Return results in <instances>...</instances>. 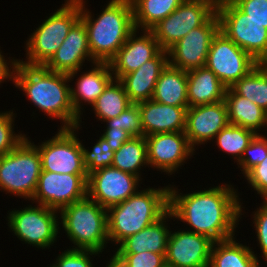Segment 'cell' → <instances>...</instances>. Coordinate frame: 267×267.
I'll list each match as a JSON object with an SVG mask.
<instances>
[{
	"label": "cell",
	"instance_id": "1",
	"mask_svg": "<svg viewBox=\"0 0 267 267\" xmlns=\"http://www.w3.org/2000/svg\"><path fill=\"white\" fill-rule=\"evenodd\" d=\"M178 190L169 185V211L175 220L191 227L188 231L206 235L214 242L235 236L244 207L234 186L219 184L188 194Z\"/></svg>",
	"mask_w": 267,
	"mask_h": 267
},
{
	"label": "cell",
	"instance_id": "2",
	"mask_svg": "<svg viewBox=\"0 0 267 267\" xmlns=\"http://www.w3.org/2000/svg\"><path fill=\"white\" fill-rule=\"evenodd\" d=\"M68 74L47 70L44 66H29L17 62L13 83L25 92L36 108L60 119V128H74L82 122L72 106Z\"/></svg>",
	"mask_w": 267,
	"mask_h": 267
},
{
	"label": "cell",
	"instance_id": "3",
	"mask_svg": "<svg viewBox=\"0 0 267 267\" xmlns=\"http://www.w3.org/2000/svg\"><path fill=\"white\" fill-rule=\"evenodd\" d=\"M79 1L91 57L96 62H109L135 30L131 1L110 0L96 19L85 7L86 1Z\"/></svg>",
	"mask_w": 267,
	"mask_h": 267
},
{
	"label": "cell",
	"instance_id": "4",
	"mask_svg": "<svg viewBox=\"0 0 267 267\" xmlns=\"http://www.w3.org/2000/svg\"><path fill=\"white\" fill-rule=\"evenodd\" d=\"M168 211L169 185L138 190L125 201L107 208L108 240L117 246L158 221Z\"/></svg>",
	"mask_w": 267,
	"mask_h": 267
},
{
	"label": "cell",
	"instance_id": "5",
	"mask_svg": "<svg viewBox=\"0 0 267 267\" xmlns=\"http://www.w3.org/2000/svg\"><path fill=\"white\" fill-rule=\"evenodd\" d=\"M62 228L74 244L70 249L94 250L102 254L108 241L107 209L88 196L59 211Z\"/></svg>",
	"mask_w": 267,
	"mask_h": 267
},
{
	"label": "cell",
	"instance_id": "6",
	"mask_svg": "<svg viewBox=\"0 0 267 267\" xmlns=\"http://www.w3.org/2000/svg\"><path fill=\"white\" fill-rule=\"evenodd\" d=\"M51 16L46 17L26 40V61L29 66H44L56 53L71 27L80 19V1L66 0Z\"/></svg>",
	"mask_w": 267,
	"mask_h": 267
},
{
	"label": "cell",
	"instance_id": "7",
	"mask_svg": "<svg viewBox=\"0 0 267 267\" xmlns=\"http://www.w3.org/2000/svg\"><path fill=\"white\" fill-rule=\"evenodd\" d=\"M25 137L12 151L0 156V189L32 200L41 173V158L34 142Z\"/></svg>",
	"mask_w": 267,
	"mask_h": 267
},
{
	"label": "cell",
	"instance_id": "8",
	"mask_svg": "<svg viewBox=\"0 0 267 267\" xmlns=\"http://www.w3.org/2000/svg\"><path fill=\"white\" fill-rule=\"evenodd\" d=\"M21 209V210H20ZM7 213L8 228L25 244L49 249L60 233L59 211L43 205H28Z\"/></svg>",
	"mask_w": 267,
	"mask_h": 267
},
{
	"label": "cell",
	"instance_id": "9",
	"mask_svg": "<svg viewBox=\"0 0 267 267\" xmlns=\"http://www.w3.org/2000/svg\"><path fill=\"white\" fill-rule=\"evenodd\" d=\"M220 31L258 63H267V28L249 18L231 0L218 8Z\"/></svg>",
	"mask_w": 267,
	"mask_h": 267
},
{
	"label": "cell",
	"instance_id": "10",
	"mask_svg": "<svg viewBox=\"0 0 267 267\" xmlns=\"http://www.w3.org/2000/svg\"><path fill=\"white\" fill-rule=\"evenodd\" d=\"M80 126L58 128L55 136L35 145L41 158V171L88 175L83 164L82 142L77 138Z\"/></svg>",
	"mask_w": 267,
	"mask_h": 267
},
{
	"label": "cell",
	"instance_id": "11",
	"mask_svg": "<svg viewBox=\"0 0 267 267\" xmlns=\"http://www.w3.org/2000/svg\"><path fill=\"white\" fill-rule=\"evenodd\" d=\"M257 64L246 51L219 30L210 44L205 66L230 88Z\"/></svg>",
	"mask_w": 267,
	"mask_h": 267
},
{
	"label": "cell",
	"instance_id": "12",
	"mask_svg": "<svg viewBox=\"0 0 267 267\" xmlns=\"http://www.w3.org/2000/svg\"><path fill=\"white\" fill-rule=\"evenodd\" d=\"M217 11L210 5L197 1H183L166 18L150 31L162 50H168L192 29L204 25Z\"/></svg>",
	"mask_w": 267,
	"mask_h": 267
},
{
	"label": "cell",
	"instance_id": "13",
	"mask_svg": "<svg viewBox=\"0 0 267 267\" xmlns=\"http://www.w3.org/2000/svg\"><path fill=\"white\" fill-rule=\"evenodd\" d=\"M88 175L60 174L41 171L32 204L60 211L87 197Z\"/></svg>",
	"mask_w": 267,
	"mask_h": 267
},
{
	"label": "cell",
	"instance_id": "14",
	"mask_svg": "<svg viewBox=\"0 0 267 267\" xmlns=\"http://www.w3.org/2000/svg\"><path fill=\"white\" fill-rule=\"evenodd\" d=\"M219 30L216 12L204 25L190 30L167 50L169 65L185 71L205 66L210 44Z\"/></svg>",
	"mask_w": 267,
	"mask_h": 267
},
{
	"label": "cell",
	"instance_id": "15",
	"mask_svg": "<svg viewBox=\"0 0 267 267\" xmlns=\"http://www.w3.org/2000/svg\"><path fill=\"white\" fill-rule=\"evenodd\" d=\"M140 181L138 176L112 166L100 168L88 174L87 196L107 209L135 194Z\"/></svg>",
	"mask_w": 267,
	"mask_h": 267
},
{
	"label": "cell",
	"instance_id": "16",
	"mask_svg": "<svg viewBox=\"0 0 267 267\" xmlns=\"http://www.w3.org/2000/svg\"><path fill=\"white\" fill-rule=\"evenodd\" d=\"M145 140L149 166L168 176L178 171L187 159L195 155L184 131L152 134L146 136Z\"/></svg>",
	"mask_w": 267,
	"mask_h": 267
},
{
	"label": "cell",
	"instance_id": "17",
	"mask_svg": "<svg viewBox=\"0 0 267 267\" xmlns=\"http://www.w3.org/2000/svg\"><path fill=\"white\" fill-rule=\"evenodd\" d=\"M214 241L192 231L170 232L165 262L169 267H209Z\"/></svg>",
	"mask_w": 267,
	"mask_h": 267
},
{
	"label": "cell",
	"instance_id": "18",
	"mask_svg": "<svg viewBox=\"0 0 267 267\" xmlns=\"http://www.w3.org/2000/svg\"><path fill=\"white\" fill-rule=\"evenodd\" d=\"M85 59L91 64L96 62L91 57L86 27L84 22L79 19L71 27L61 46L44 67L50 71L68 74L71 83L78 72L83 69Z\"/></svg>",
	"mask_w": 267,
	"mask_h": 267
},
{
	"label": "cell",
	"instance_id": "19",
	"mask_svg": "<svg viewBox=\"0 0 267 267\" xmlns=\"http://www.w3.org/2000/svg\"><path fill=\"white\" fill-rule=\"evenodd\" d=\"M229 124L224 100L196 105L189 107L186 111L184 133L191 147L196 150V146L213 141L217 133Z\"/></svg>",
	"mask_w": 267,
	"mask_h": 267
},
{
	"label": "cell",
	"instance_id": "20",
	"mask_svg": "<svg viewBox=\"0 0 267 267\" xmlns=\"http://www.w3.org/2000/svg\"><path fill=\"white\" fill-rule=\"evenodd\" d=\"M141 31L142 35H138L139 31L135 29L109 61L114 79L119 80L123 75L137 70L162 50L150 30Z\"/></svg>",
	"mask_w": 267,
	"mask_h": 267
},
{
	"label": "cell",
	"instance_id": "21",
	"mask_svg": "<svg viewBox=\"0 0 267 267\" xmlns=\"http://www.w3.org/2000/svg\"><path fill=\"white\" fill-rule=\"evenodd\" d=\"M168 64V52L161 50L153 59L145 62L137 70L123 75L119 81L124 86L129 101L137 104L151 100L158 78Z\"/></svg>",
	"mask_w": 267,
	"mask_h": 267
},
{
	"label": "cell",
	"instance_id": "22",
	"mask_svg": "<svg viewBox=\"0 0 267 267\" xmlns=\"http://www.w3.org/2000/svg\"><path fill=\"white\" fill-rule=\"evenodd\" d=\"M143 128V136L185 130L186 111L189 107H176L154 100L137 103Z\"/></svg>",
	"mask_w": 267,
	"mask_h": 267
},
{
	"label": "cell",
	"instance_id": "23",
	"mask_svg": "<svg viewBox=\"0 0 267 267\" xmlns=\"http://www.w3.org/2000/svg\"><path fill=\"white\" fill-rule=\"evenodd\" d=\"M91 67V70L83 72L76 79V87H70L71 103L79 117L83 115L84 107L82 108V106L85 104L92 106L114 79L109 62H95Z\"/></svg>",
	"mask_w": 267,
	"mask_h": 267
},
{
	"label": "cell",
	"instance_id": "24",
	"mask_svg": "<svg viewBox=\"0 0 267 267\" xmlns=\"http://www.w3.org/2000/svg\"><path fill=\"white\" fill-rule=\"evenodd\" d=\"M170 211L155 223L142 229L138 233L127 237L116 249L115 253H142L150 251L154 253H166V247L170 235L168 218L174 219ZM167 219V221H166Z\"/></svg>",
	"mask_w": 267,
	"mask_h": 267
},
{
	"label": "cell",
	"instance_id": "25",
	"mask_svg": "<svg viewBox=\"0 0 267 267\" xmlns=\"http://www.w3.org/2000/svg\"><path fill=\"white\" fill-rule=\"evenodd\" d=\"M189 107L223 101L227 87L206 66L187 71Z\"/></svg>",
	"mask_w": 267,
	"mask_h": 267
},
{
	"label": "cell",
	"instance_id": "26",
	"mask_svg": "<svg viewBox=\"0 0 267 267\" xmlns=\"http://www.w3.org/2000/svg\"><path fill=\"white\" fill-rule=\"evenodd\" d=\"M224 101L229 123L253 130L256 134L267 128V112L257 104L238 95L231 87L226 89Z\"/></svg>",
	"mask_w": 267,
	"mask_h": 267
},
{
	"label": "cell",
	"instance_id": "27",
	"mask_svg": "<svg viewBox=\"0 0 267 267\" xmlns=\"http://www.w3.org/2000/svg\"><path fill=\"white\" fill-rule=\"evenodd\" d=\"M187 81V71L168 64L158 78L152 100L176 107H189Z\"/></svg>",
	"mask_w": 267,
	"mask_h": 267
},
{
	"label": "cell",
	"instance_id": "28",
	"mask_svg": "<svg viewBox=\"0 0 267 267\" xmlns=\"http://www.w3.org/2000/svg\"><path fill=\"white\" fill-rule=\"evenodd\" d=\"M251 247L238 243L235 237L215 241L209 267H260L261 262Z\"/></svg>",
	"mask_w": 267,
	"mask_h": 267
},
{
	"label": "cell",
	"instance_id": "29",
	"mask_svg": "<svg viewBox=\"0 0 267 267\" xmlns=\"http://www.w3.org/2000/svg\"><path fill=\"white\" fill-rule=\"evenodd\" d=\"M135 29L150 30L175 11L184 0H130Z\"/></svg>",
	"mask_w": 267,
	"mask_h": 267
},
{
	"label": "cell",
	"instance_id": "30",
	"mask_svg": "<svg viewBox=\"0 0 267 267\" xmlns=\"http://www.w3.org/2000/svg\"><path fill=\"white\" fill-rule=\"evenodd\" d=\"M114 168L138 176L141 180V168L148 166L147 143L144 136L131 137L127 142L114 152Z\"/></svg>",
	"mask_w": 267,
	"mask_h": 267
},
{
	"label": "cell",
	"instance_id": "31",
	"mask_svg": "<svg viewBox=\"0 0 267 267\" xmlns=\"http://www.w3.org/2000/svg\"><path fill=\"white\" fill-rule=\"evenodd\" d=\"M131 104L122 83L113 79L96 99L92 107L95 117L105 122L119 116Z\"/></svg>",
	"mask_w": 267,
	"mask_h": 267
},
{
	"label": "cell",
	"instance_id": "32",
	"mask_svg": "<svg viewBox=\"0 0 267 267\" xmlns=\"http://www.w3.org/2000/svg\"><path fill=\"white\" fill-rule=\"evenodd\" d=\"M231 88L267 112V63H258Z\"/></svg>",
	"mask_w": 267,
	"mask_h": 267
},
{
	"label": "cell",
	"instance_id": "33",
	"mask_svg": "<svg viewBox=\"0 0 267 267\" xmlns=\"http://www.w3.org/2000/svg\"><path fill=\"white\" fill-rule=\"evenodd\" d=\"M255 135L253 130L229 124L220 130L214 139L218 148L231 155L236 160L234 163H238Z\"/></svg>",
	"mask_w": 267,
	"mask_h": 267
},
{
	"label": "cell",
	"instance_id": "34",
	"mask_svg": "<svg viewBox=\"0 0 267 267\" xmlns=\"http://www.w3.org/2000/svg\"><path fill=\"white\" fill-rule=\"evenodd\" d=\"M166 253H114L106 267H166Z\"/></svg>",
	"mask_w": 267,
	"mask_h": 267
},
{
	"label": "cell",
	"instance_id": "35",
	"mask_svg": "<svg viewBox=\"0 0 267 267\" xmlns=\"http://www.w3.org/2000/svg\"><path fill=\"white\" fill-rule=\"evenodd\" d=\"M92 147V149H86L82 143L83 164L88 174L111 166L114 158V151L103 137L100 136Z\"/></svg>",
	"mask_w": 267,
	"mask_h": 267
},
{
	"label": "cell",
	"instance_id": "36",
	"mask_svg": "<svg viewBox=\"0 0 267 267\" xmlns=\"http://www.w3.org/2000/svg\"><path fill=\"white\" fill-rule=\"evenodd\" d=\"M267 135L256 134L237 163L243 176L267 157ZM242 168V169H241Z\"/></svg>",
	"mask_w": 267,
	"mask_h": 267
},
{
	"label": "cell",
	"instance_id": "37",
	"mask_svg": "<svg viewBox=\"0 0 267 267\" xmlns=\"http://www.w3.org/2000/svg\"><path fill=\"white\" fill-rule=\"evenodd\" d=\"M13 110L0 112V156L12 151L27 135L14 131L16 114Z\"/></svg>",
	"mask_w": 267,
	"mask_h": 267
},
{
	"label": "cell",
	"instance_id": "38",
	"mask_svg": "<svg viewBox=\"0 0 267 267\" xmlns=\"http://www.w3.org/2000/svg\"><path fill=\"white\" fill-rule=\"evenodd\" d=\"M106 127H118L131 137L143 136L140 109L137 104H131L119 116L106 120Z\"/></svg>",
	"mask_w": 267,
	"mask_h": 267
},
{
	"label": "cell",
	"instance_id": "39",
	"mask_svg": "<svg viewBox=\"0 0 267 267\" xmlns=\"http://www.w3.org/2000/svg\"><path fill=\"white\" fill-rule=\"evenodd\" d=\"M99 254L101 253L94 250L70 249L69 247L57 256L53 264L56 267H94L91 259Z\"/></svg>",
	"mask_w": 267,
	"mask_h": 267
},
{
	"label": "cell",
	"instance_id": "40",
	"mask_svg": "<svg viewBox=\"0 0 267 267\" xmlns=\"http://www.w3.org/2000/svg\"><path fill=\"white\" fill-rule=\"evenodd\" d=\"M255 212V213H254ZM253 212L252 218L257 234V242L265 264L267 263V200H263L260 207ZM267 266V264H266Z\"/></svg>",
	"mask_w": 267,
	"mask_h": 267
},
{
	"label": "cell",
	"instance_id": "41",
	"mask_svg": "<svg viewBox=\"0 0 267 267\" xmlns=\"http://www.w3.org/2000/svg\"><path fill=\"white\" fill-rule=\"evenodd\" d=\"M249 185L263 200H267V157L253 167L245 176Z\"/></svg>",
	"mask_w": 267,
	"mask_h": 267
},
{
	"label": "cell",
	"instance_id": "42",
	"mask_svg": "<svg viewBox=\"0 0 267 267\" xmlns=\"http://www.w3.org/2000/svg\"><path fill=\"white\" fill-rule=\"evenodd\" d=\"M249 18L265 24L267 28V0H231Z\"/></svg>",
	"mask_w": 267,
	"mask_h": 267
},
{
	"label": "cell",
	"instance_id": "43",
	"mask_svg": "<svg viewBox=\"0 0 267 267\" xmlns=\"http://www.w3.org/2000/svg\"><path fill=\"white\" fill-rule=\"evenodd\" d=\"M104 133L101 134L108 144L111 146L112 151H117L124 142H127L131 136L121 128L118 127H105Z\"/></svg>",
	"mask_w": 267,
	"mask_h": 267
},
{
	"label": "cell",
	"instance_id": "44",
	"mask_svg": "<svg viewBox=\"0 0 267 267\" xmlns=\"http://www.w3.org/2000/svg\"><path fill=\"white\" fill-rule=\"evenodd\" d=\"M2 54L3 53L0 50V85L1 83H4V81L6 80H8V82L9 80L10 81L14 80V70L18 62V59L14 58H12V60L9 59V62H7L8 59H6Z\"/></svg>",
	"mask_w": 267,
	"mask_h": 267
},
{
	"label": "cell",
	"instance_id": "45",
	"mask_svg": "<svg viewBox=\"0 0 267 267\" xmlns=\"http://www.w3.org/2000/svg\"><path fill=\"white\" fill-rule=\"evenodd\" d=\"M184 1H197V2H203L211 7H213L216 11L218 8L225 2V0H184Z\"/></svg>",
	"mask_w": 267,
	"mask_h": 267
}]
</instances>
